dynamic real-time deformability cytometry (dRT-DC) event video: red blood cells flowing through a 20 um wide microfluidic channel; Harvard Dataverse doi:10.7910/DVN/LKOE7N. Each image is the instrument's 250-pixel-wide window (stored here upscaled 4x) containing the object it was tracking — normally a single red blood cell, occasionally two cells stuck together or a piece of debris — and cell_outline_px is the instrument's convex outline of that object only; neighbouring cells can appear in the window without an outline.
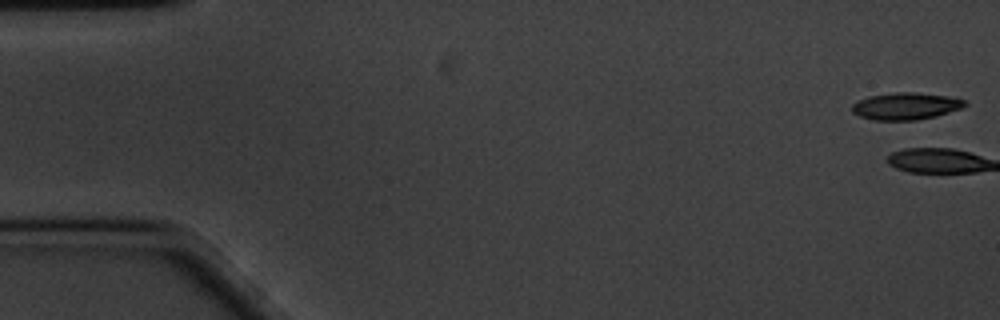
{"species": "common noctule bat (a hibernating species)", "species_latin": "Nyctalus noctula", "temperature_condition": "cold", "stored_images_in_passage": 2, "camera_frame_rate_fps": 3000, "um_per_image_px": 0.085, "animal": {"sex": "male", "body_mass_g": 20.1, "forearm_length_mm": 53.5}, "frame": {"image": 1, "passage_image": 1, "time_ms": 0.0, "image_size_px": [1000, 320], "cell_outline_px": [[968, 104], [960, 108], [936, 116], [916, 120], [872, 120], [860, 116], [852, 112], [852, 104], [856, 100], [868, 96], [896, 92], [916, 92], [948, 96], [964, 100]], "centroid_in_image_um": [76.95, 9.01], "position_along_channel_um": 8.1, "area_um2": 17.8}}